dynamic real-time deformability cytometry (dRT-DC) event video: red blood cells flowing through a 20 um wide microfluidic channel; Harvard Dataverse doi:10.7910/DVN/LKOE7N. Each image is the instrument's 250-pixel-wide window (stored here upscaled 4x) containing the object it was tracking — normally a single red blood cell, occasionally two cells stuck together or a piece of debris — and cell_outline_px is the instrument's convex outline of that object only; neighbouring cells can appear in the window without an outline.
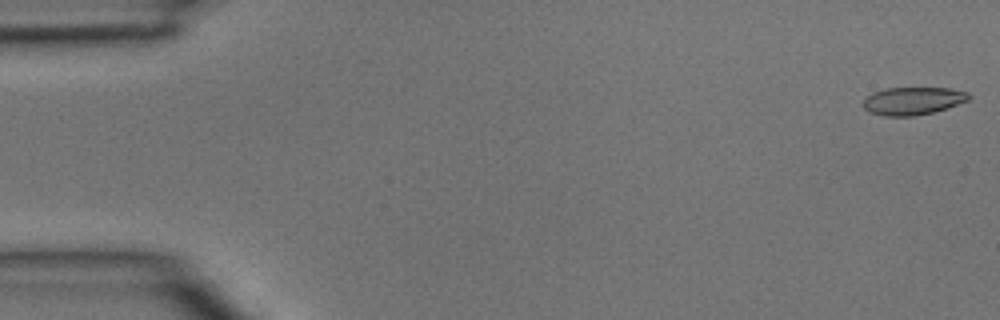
{"species": "common noctule bat (a hibernating species)", "species_latin": "Nyctalus noctula", "temperature_condition": "room temperature", "stored_images_in_passage": 9, "camera_frame_rate_fps": 3000, "um_per_image_px": 0.085, "animal": {"sex": "male", "body_mass_g": 15.6}, "frame": {"image": 1, "passage_image": 1, "time_ms": 0.0, "image_size_px": [1000, 320], "cell_outline_px": [[972, 96], [968, 100], [932, 112], [912, 116], [884, 116], [872, 112], [864, 108], [864, 100], [872, 92], [884, 88], [948, 88], [968, 92]], "centroid_in_image_um": [77.59, 8.56], "position_along_channel_um": 7.4, "area_um2": 16.82}}